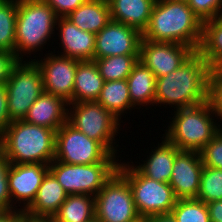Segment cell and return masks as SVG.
<instances>
[{"label": "cell", "mask_w": 222, "mask_h": 222, "mask_svg": "<svg viewBox=\"0 0 222 222\" xmlns=\"http://www.w3.org/2000/svg\"><path fill=\"white\" fill-rule=\"evenodd\" d=\"M55 37L58 36L59 47L56 54L78 61L94 60L95 34L79 29L66 17H58ZM57 34V35H56Z\"/></svg>", "instance_id": "obj_17"}, {"label": "cell", "mask_w": 222, "mask_h": 222, "mask_svg": "<svg viewBox=\"0 0 222 222\" xmlns=\"http://www.w3.org/2000/svg\"><path fill=\"white\" fill-rule=\"evenodd\" d=\"M10 162L0 149V211L11 210V197L8 186V169Z\"/></svg>", "instance_id": "obj_35"}, {"label": "cell", "mask_w": 222, "mask_h": 222, "mask_svg": "<svg viewBox=\"0 0 222 222\" xmlns=\"http://www.w3.org/2000/svg\"><path fill=\"white\" fill-rule=\"evenodd\" d=\"M20 222H53V220L44 218H31L25 215Z\"/></svg>", "instance_id": "obj_42"}, {"label": "cell", "mask_w": 222, "mask_h": 222, "mask_svg": "<svg viewBox=\"0 0 222 222\" xmlns=\"http://www.w3.org/2000/svg\"><path fill=\"white\" fill-rule=\"evenodd\" d=\"M170 113L173 116H168L171 121H167L169 124L161 136L164 135L179 150L200 152L222 129L209 100Z\"/></svg>", "instance_id": "obj_5"}, {"label": "cell", "mask_w": 222, "mask_h": 222, "mask_svg": "<svg viewBox=\"0 0 222 222\" xmlns=\"http://www.w3.org/2000/svg\"><path fill=\"white\" fill-rule=\"evenodd\" d=\"M131 162L123 161L118 165V172L129 183L136 210L142 219L170 214L177 198L169 183L158 182L144 176Z\"/></svg>", "instance_id": "obj_7"}, {"label": "cell", "mask_w": 222, "mask_h": 222, "mask_svg": "<svg viewBox=\"0 0 222 222\" xmlns=\"http://www.w3.org/2000/svg\"><path fill=\"white\" fill-rule=\"evenodd\" d=\"M67 196L68 194L62 185L48 171L42 180L34 201L24 213L31 218L52 219Z\"/></svg>", "instance_id": "obj_20"}, {"label": "cell", "mask_w": 222, "mask_h": 222, "mask_svg": "<svg viewBox=\"0 0 222 222\" xmlns=\"http://www.w3.org/2000/svg\"><path fill=\"white\" fill-rule=\"evenodd\" d=\"M194 53L190 46L184 44L153 42L142 38L139 61L158 78L178 69Z\"/></svg>", "instance_id": "obj_13"}, {"label": "cell", "mask_w": 222, "mask_h": 222, "mask_svg": "<svg viewBox=\"0 0 222 222\" xmlns=\"http://www.w3.org/2000/svg\"><path fill=\"white\" fill-rule=\"evenodd\" d=\"M196 199L206 204L222 200V169L203 167Z\"/></svg>", "instance_id": "obj_31"}, {"label": "cell", "mask_w": 222, "mask_h": 222, "mask_svg": "<svg viewBox=\"0 0 222 222\" xmlns=\"http://www.w3.org/2000/svg\"><path fill=\"white\" fill-rule=\"evenodd\" d=\"M203 21L186 0H156L143 39L172 42L198 51L202 40Z\"/></svg>", "instance_id": "obj_2"}, {"label": "cell", "mask_w": 222, "mask_h": 222, "mask_svg": "<svg viewBox=\"0 0 222 222\" xmlns=\"http://www.w3.org/2000/svg\"><path fill=\"white\" fill-rule=\"evenodd\" d=\"M68 103L61 97L43 92L29 108L24 121L58 130L67 122Z\"/></svg>", "instance_id": "obj_18"}, {"label": "cell", "mask_w": 222, "mask_h": 222, "mask_svg": "<svg viewBox=\"0 0 222 222\" xmlns=\"http://www.w3.org/2000/svg\"><path fill=\"white\" fill-rule=\"evenodd\" d=\"M5 84L10 121L24 120L29 108L44 92L39 67L33 60H20Z\"/></svg>", "instance_id": "obj_9"}, {"label": "cell", "mask_w": 222, "mask_h": 222, "mask_svg": "<svg viewBox=\"0 0 222 222\" xmlns=\"http://www.w3.org/2000/svg\"><path fill=\"white\" fill-rule=\"evenodd\" d=\"M24 216L20 210L0 211V222H20Z\"/></svg>", "instance_id": "obj_40"}, {"label": "cell", "mask_w": 222, "mask_h": 222, "mask_svg": "<svg viewBox=\"0 0 222 222\" xmlns=\"http://www.w3.org/2000/svg\"><path fill=\"white\" fill-rule=\"evenodd\" d=\"M161 138V143L152 145L153 149L148 152L147 158L142 163L134 164V166L146 177L158 182L169 183L173 162L179 151L178 147L171 143L164 135Z\"/></svg>", "instance_id": "obj_19"}, {"label": "cell", "mask_w": 222, "mask_h": 222, "mask_svg": "<svg viewBox=\"0 0 222 222\" xmlns=\"http://www.w3.org/2000/svg\"><path fill=\"white\" fill-rule=\"evenodd\" d=\"M104 81L124 80L139 61V55H115L94 59Z\"/></svg>", "instance_id": "obj_28"}, {"label": "cell", "mask_w": 222, "mask_h": 222, "mask_svg": "<svg viewBox=\"0 0 222 222\" xmlns=\"http://www.w3.org/2000/svg\"><path fill=\"white\" fill-rule=\"evenodd\" d=\"M210 71L206 60L196 51L178 69L156 79L154 106L169 105L174 111L208 101Z\"/></svg>", "instance_id": "obj_1"}, {"label": "cell", "mask_w": 222, "mask_h": 222, "mask_svg": "<svg viewBox=\"0 0 222 222\" xmlns=\"http://www.w3.org/2000/svg\"><path fill=\"white\" fill-rule=\"evenodd\" d=\"M203 167L200 152L187 150L177 152L169 181L177 199L197 197Z\"/></svg>", "instance_id": "obj_16"}, {"label": "cell", "mask_w": 222, "mask_h": 222, "mask_svg": "<svg viewBox=\"0 0 222 222\" xmlns=\"http://www.w3.org/2000/svg\"><path fill=\"white\" fill-rule=\"evenodd\" d=\"M7 105L6 84H0V134L11 123Z\"/></svg>", "instance_id": "obj_38"}, {"label": "cell", "mask_w": 222, "mask_h": 222, "mask_svg": "<svg viewBox=\"0 0 222 222\" xmlns=\"http://www.w3.org/2000/svg\"><path fill=\"white\" fill-rule=\"evenodd\" d=\"M142 222H176L171 214L155 215L145 219Z\"/></svg>", "instance_id": "obj_41"}, {"label": "cell", "mask_w": 222, "mask_h": 222, "mask_svg": "<svg viewBox=\"0 0 222 222\" xmlns=\"http://www.w3.org/2000/svg\"><path fill=\"white\" fill-rule=\"evenodd\" d=\"M118 165L119 162L80 165L53 160L49 164V171L68 195L82 194L95 197L118 170Z\"/></svg>", "instance_id": "obj_8"}, {"label": "cell", "mask_w": 222, "mask_h": 222, "mask_svg": "<svg viewBox=\"0 0 222 222\" xmlns=\"http://www.w3.org/2000/svg\"><path fill=\"white\" fill-rule=\"evenodd\" d=\"M193 12L204 22L222 15V0H186Z\"/></svg>", "instance_id": "obj_34"}, {"label": "cell", "mask_w": 222, "mask_h": 222, "mask_svg": "<svg viewBox=\"0 0 222 222\" xmlns=\"http://www.w3.org/2000/svg\"><path fill=\"white\" fill-rule=\"evenodd\" d=\"M48 171L49 165L46 164L10 163L8 169V186L11 197V210L25 211L32 204L42 180Z\"/></svg>", "instance_id": "obj_14"}, {"label": "cell", "mask_w": 222, "mask_h": 222, "mask_svg": "<svg viewBox=\"0 0 222 222\" xmlns=\"http://www.w3.org/2000/svg\"><path fill=\"white\" fill-rule=\"evenodd\" d=\"M19 61L14 53L0 51V84L7 82L12 69Z\"/></svg>", "instance_id": "obj_37"}, {"label": "cell", "mask_w": 222, "mask_h": 222, "mask_svg": "<svg viewBox=\"0 0 222 222\" xmlns=\"http://www.w3.org/2000/svg\"><path fill=\"white\" fill-rule=\"evenodd\" d=\"M103 77L94 60L78 61L75 73L73 103L96 101L103 87Z\"/></svg>", "instance_id": "obj_24"}, {"label": "cell", "mask_w": 222, "mask_h": 222, "mask_svg": "<svg viewBox=\"0 0 222 222\" xmlns=\"http://www.w3.org/2000/svg\"><path fill=\"white\" fill-rule=\"evenodd\" d=\"M209 101L222 128V70L210 71Z\"/></svg>", "instance_id": "obj_33"}, {"label": "cell", "mask_w": 222, "mask_h": 222, "mask_svg": "<svg viewBox=\"0 0 222 222\" xmlns=\"http://www.w3.org/2000/svg\"><path fill=\"white\" fill-rule=\"evenodd\" d=\"M88 222H102L100 221L96 216H94L91 220H89Z\"/></svg>", "instance_id": "obj_43"}, {"label": "cell", "mask_w": 222, "mask_h": 222, "mask_svg": "<svg viewBox=\"0 0 222 222\" xmlns=\"http://www.w3.org/2000/svg\"><path fill=\"white\" fill-rule=\"evenodd\" d=\"M156 79L154 73L140 61L133 67L132 72L127 77L131 103L138 110L141 106H147L145 110H149L151 106L154 107Z\"/></svg>", "instance_id": "obj_23"}, {"label": "cell", "mask_w": 222, "mask_h": 222, "mask_svg": "<svg viewBox=\"0 0 222 222\" xmlns=\"http://www.w3.org/2000/svg\"><path fill=\"white\" fill-rule=\"evenodd\" d=\"M210 222H222V200L207 203Z\"/></svg>", "instance_id": "obj_39"}, {"label": "cell", "mask_w": 222, "mask_h": 222, "mask_svg": "<svg viewBox=\"0 0 222 222\" xmlns=\"http://www.w3.org/2000/svg\"><path fill=\"white\" fill-rule=\"evenodd\" d=\"M95 216L102 222H142L131 187L118 171L95 196Z\"/></svg>", "instance_id": "obj_11"}, {"label": "cell", "mask_w": 222, "mask_h": 222, "mask_svg": "<svg viewBox=\"0 0 222 222\" xmlns=\"http://www.w3.org/2000/svg\"><path fill=\"white\" fill-rule=\"evenodd\" d=\"M170 214L176 222H210L207 204L196 198L177 199Z\"/></svg>", "instance_id": "obj_30"}, {"label": "cell", "mask_w": 222, "mask_h": 222, "mask_svg": "<svg viewBox=\"0 0 222 222\" xmlns=\"http://www.w3.org/2000/svg\"><path fill=\"white\" fill-rule=\"evenodd\" d=\"M44 54L45 57L33 60L40 69L45 93L63 98L67 103H73V90L78 60L55 54L56 50Z\"/></svg>", "instance_id": "obj_12"}, {"label": "cell", "mask_w": 222, "mask_h": 222, "mask_svg": "<svg viewBox=\"0 0 222 222\" xmlns=\"http://www.w3.org/2000/svg\"><path fill=\"white\" fill-rule=\"evenodd\" d=\"M79 29L97 34L110 21V7L107 0H87L66 16Z\"/></svg>", "instance_id": "obj_22"}, {"label": "cell", "mask_w": 222, "mask_h": 222, "mask_svg": "<svg viewBox=\"0 0 222 222\" xmlns=\"http://www.w3.org/2000/svg\"><path fill=\"white\" fill-rule=\"evenodd\" d=\"M204 166L222 169V129L200 151Z\"/></svg>", "instance_id": "obj_32"}, {"label": "cell", "mask_w": 222, "mask_h": 222, "mask_svg": "<svg viewBox=\"0 0 222 222\" xmlns=\"http://www.w3.org/2000/svg\"><path fill=\"white\" fill-rule=\"evenodd\" d=\"M56 130L12 121L0 134V149L10 163L49 165L55 158Z\"/></svg>", "instance_id": "obj_3"}, {"label": "cell", "mask_w": 222, "mask_h": 222, "mask_svg": "<svg viewBox=\"0 0 222 222\" xmlns=\"http://www.w3.org/2000/svg\"><path fill=\"white\" fill-rule=\"evenodd\" d=\"M111 20L137 29H147L156 0H107Z\"/></svg>", "instance_id": "obj_21"}, {"label": "cell", "mask_w": 222, "mask_h": 222, "mask_svg": "<svg viewBox=\"0 0 222 222\" xmlns=\"http://www.w3.org/2000/svg\"><path fill=\"white\" fill-rule=\"evenodd\" d=\"M58 16L44 0H18L15 49L14 54L19 60L23 57L36 58L42 52L56 32ZM37 54L35 55V53ZM29 54V55H28ZM35 55V56H34Z\"/></svg>", "instance_id": "obj_4"}, {"label": "cell", "mask_w": 222, "mask_h": 222, "mask_svg": "<svg viewBox=\"0 0 222 222\" xmlns=\"http://www.w3.org/2000/svg\"><path fill=\"white\" fill-rule=\"evenodd\" d=\"M18 0H0V51L14 53Z\"/></svg>", "instance_id": "obj_29"}, {"label": "cell", "mask_w": 222, "mask_h": 222, "mask_svg": "<svg viewBox=\"0 0 222 222\" xmlns=\"http://www.w3.org/2000/svg\"><path fill=\"white\" fill-rule=\"evenodd\" d=\"M95 216V197L91 195H68L53 222H88Z\"/></svg>", "instance_id": "obj_27"}, {"label": "cell", "mask_w": 222, "mask_h": 222, "mask_svg": "<svg viewBox=\"0 0 222 222\" xmlns=\"http://www.w3.org/2000/svg\"><path fill=\"white\" fill-rule=\"evenodd\" d=\"M210 70H222V15L203 22L202 40L197 51Z\"/></svg>", "instance_id": "obj_25"}, {"label": "cell", "mask_w": 222, "mask_h": 222, "mask_svg": "<svg viewBox=\"0 0 222 222\" xmlns=\"http://www.w3.org/2000/svg\"><path fill=\"white\" fill-rule=\"evenodd\" d=\"M54 160L80 165L120 162L116 155L110 154L98 141L90 139L68 122L56 131Z\"/></svg>", "instance_id": "obj_10"}, {"label": "cell", "mask_w": 222, "mask_h": 222, "mask_svg": "<svg viewBox=\"0 0 222 222\" xmlns=\"http://www.w3.org/2000/svg\"><path fill=\"white\" fill-rule=\"evenodd\" d=\"M58 17H66L87 0H44Z\"/></svg>", "instance_id": "obj_36"}, {"label": "cell", "mask_w": 222, "mask_h": 222, "mask_svg": "<svg viewBox=\"0 0 222 222\" xmlns=\"http://www.w3.org/2000/svg\"><path fill=\"white\" fill-rule=\"evenodd\" d=\"M96 101L120 121L125 114L137 109L131 103L128 82L126 79L104 81L100 95Z\"/></svg>", "instance_id": "obj_26"}, {"label": "cell", "mask_w": 222, "mask_h": 222, "mask_svg": "<svg viewBox=\"0 0 222 222\" xmlns=\"http://www.w3.org/2000/svg\"><path fill=\"white\" fill-rule=\"evenodd\" d=\"M67 122L90 139L98 141L110 154L116 155L119 159L120 155L117 154L122 148H119L121 146L117 140L120 139L117 136L121 131L120 123L124 122L117 119L99 102L68 103Z\"/></svg>", "instance_id": "obj_6"}, {"label": "cell", "mask_w": 222, "mask_h": 222, "mask_svg": "<svg viewBox=\"0 0 222 222\" xmlns=\"http://www.w3.org/2000/svg\"><path fill=\"white\" fill-rule=\"evenodd\" d=\"M143 36L137 29L111 20L95 35L94 59L139 55Z\"/></svg>", "instance_id": "obj_15"}]
</instances>
